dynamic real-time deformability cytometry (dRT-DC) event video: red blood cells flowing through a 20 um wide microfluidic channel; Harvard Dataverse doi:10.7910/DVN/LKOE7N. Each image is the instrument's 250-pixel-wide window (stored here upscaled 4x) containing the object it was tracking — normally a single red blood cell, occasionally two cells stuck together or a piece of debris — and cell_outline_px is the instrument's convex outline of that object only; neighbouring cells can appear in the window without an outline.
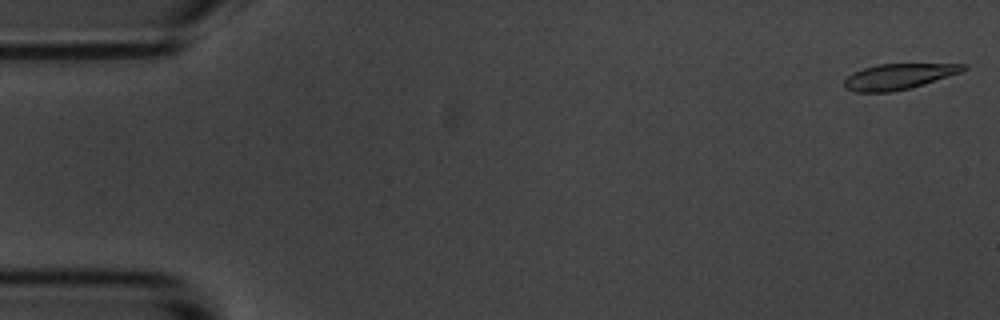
{"species": "common noctule bat (a hibernating species)", "species_latin": "Nyctalus noctula", "temperature_condition": "room temperature", "stored_images_in_passage": 55, "camera_frame_rate_fps": 3000, "um_per_image_px": 0.085, "animal": {"sex": "male", "body_mass_g": 20.1, "forearm_length_mm": 53.5}, "frame": {"image": 1, "passage_image": 1, "time_ms": 0.0, "image_size_px": [1000, 320], "cell_outline_px": [[968, 68], [964, 72], [912, 88], [892, 92], [856, 92], [844, 88], [844, 80], [848, 76], [864, 68], [876, 64], [968, 64]], "centroid_in_image_um": [76.44, 6.51], "position_along_channel_um": 8.6, "area_um2": 17.98}}
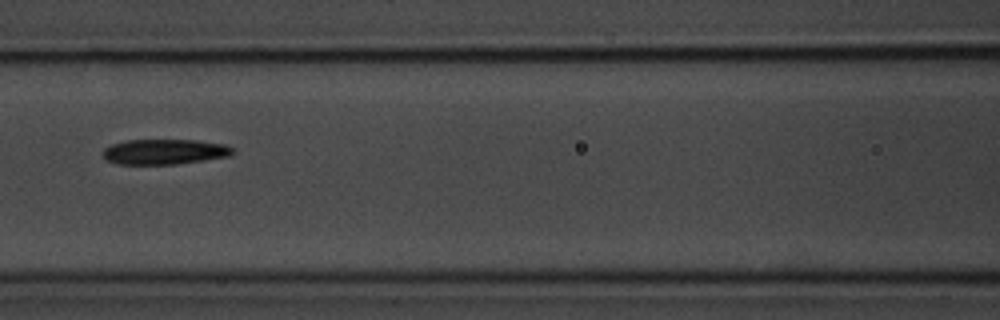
{"frame": {"image": 2, "passage_image": 24, "time_ms": 7.667, "image_size_px": [1000, 320], "cell_outline_px": [[236, 152], [228, 156], [204, 160], [176, 164], [116, 164], [104, 160], [104, 148], [112, 144], [128, 140], [196, 140], [224, 144], [232, 148]], "centroid_in_image_um": [13.97, 12.9], "position_along_channel_um": 152.6, "area_um2": 19.07}}
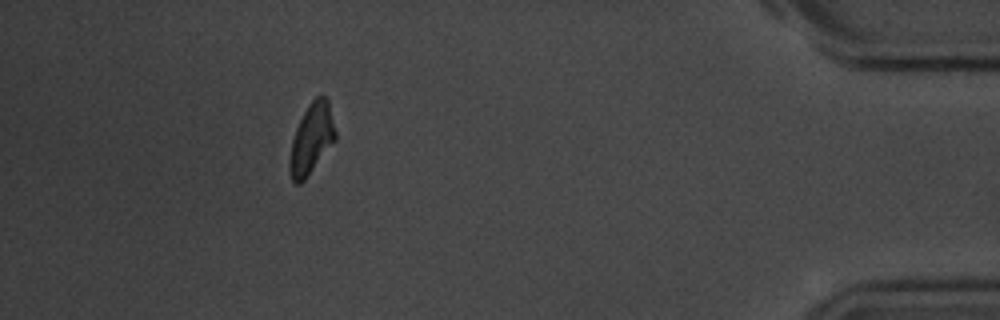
{"frame": {"image": 3, "passage_image": 50, "time_ms": 16.333, "image_size_px": [1000, 320], "cell_outline_px": [[336, 140], [304, 180], [300, 184], [296, 184], [292, 180], [288, 168], [288, 164], [292, 140], [296, 128], [308, 104], [316, 96], [324, 96], [328, 100], [336, 132]], "centroid_in_image_um": [26.47, 11.81], "position_along_channel_um": 408.7, "area_um2": 18.67}, "authors_computed_cell_mechanics": {"area_um2": 19.2474, "velocity_mm_per_s": 3.599, "shape_relaxation_time_tau1_ms": 3.3892, "shape_relaxation_time_tau2_ms": 9.1045, "deformation_change_tau1": 0.1622, "deformation_change_tau2": 0.1907}}